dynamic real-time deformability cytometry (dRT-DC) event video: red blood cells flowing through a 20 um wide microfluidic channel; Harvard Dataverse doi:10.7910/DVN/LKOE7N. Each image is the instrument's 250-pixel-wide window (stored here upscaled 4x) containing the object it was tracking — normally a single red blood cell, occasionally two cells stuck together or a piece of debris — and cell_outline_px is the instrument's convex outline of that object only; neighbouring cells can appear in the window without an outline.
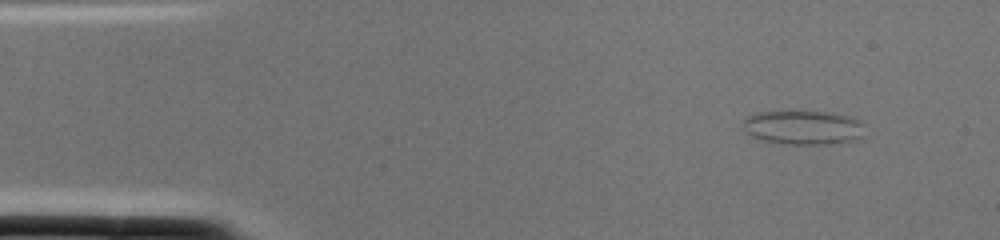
{"species": "common noctule bat (a hibernating species)", "species_latin": "Nyctalus noctula", "temperature_condition": "cold", "stored_images_in_passage": 1, "camera_frame_rate_fps": 3000, "um_per_image_px": 0.085, "animal": {"sex": "female", "body_mass_g": 22.0, "forearm_length_mm": 56.7}, "frame": {"image": 1, "passage_image": 1, "time_ms": 0.0, "image_size_px": [1000, 240], "cell_outline_px": [[864, 124], [860, 136], [856, 140], [828, 144], [788, 144], [764, 140], [752, 136], [744, 128], [744, 120], [748, 116], [756, 112], [828, 112], [852, 116], [860, 120]], "centroid_in_image_um": [68.31, 10.83], "position_along_channel_um": 16.7, "area_um2": 23.93}}